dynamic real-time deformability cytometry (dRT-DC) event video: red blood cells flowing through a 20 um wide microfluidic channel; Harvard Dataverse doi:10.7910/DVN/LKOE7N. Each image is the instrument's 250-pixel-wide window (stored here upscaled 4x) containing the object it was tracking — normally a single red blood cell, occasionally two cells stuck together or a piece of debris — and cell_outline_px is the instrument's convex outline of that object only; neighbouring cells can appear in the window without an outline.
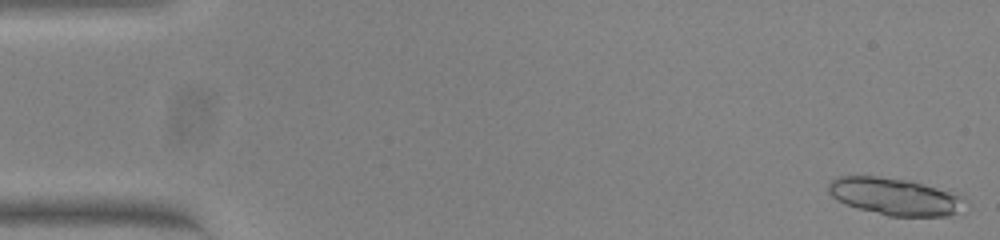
{"species": "common noctule bat (a hibernating species)", "species_latin": "Nyctalus noctula", "temperature_condition": "warm", "stored_images_in_passage": 45, "segment_of_instrument_passage": [1, 2], "camera_frame_rate_fps": 3000, "um_per_image_px": 0.085, "animal": {"sex": "female", "body_mass_g": 23.0, "forearm_length_mm": 53.4}, "frame": {"image": 1, "passage_image": 1, "time_ms": 0.0, "image_size_px": [1000, 240], "cell_outline_px": [[968, 200], [952, 216], [888, 216], [860, 208], [848, 204], [832, 196], [828, 192], [828, 184], [836, 176], [876, 176], [908, 180], [960, 192]], "centroid_in_image_um": [76.15, 16.69], "position_along_channel_um": 8.8, "area_um2": 29.77}}